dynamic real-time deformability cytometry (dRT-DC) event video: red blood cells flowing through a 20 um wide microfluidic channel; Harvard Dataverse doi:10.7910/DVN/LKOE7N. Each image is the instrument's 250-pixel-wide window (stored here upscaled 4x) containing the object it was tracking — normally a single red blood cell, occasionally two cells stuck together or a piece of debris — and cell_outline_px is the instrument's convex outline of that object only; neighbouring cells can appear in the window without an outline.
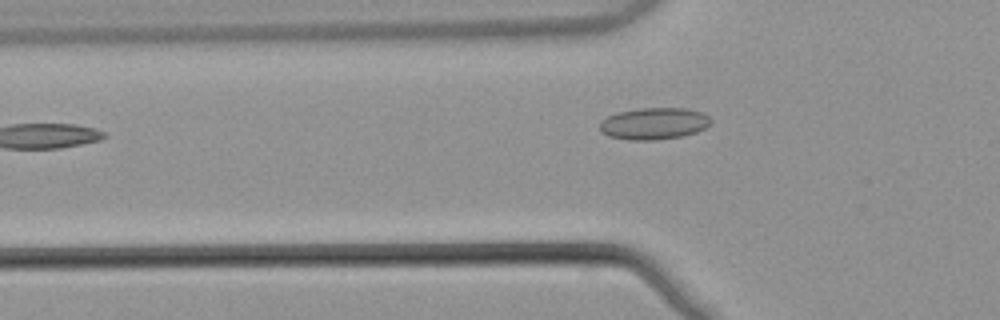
{"species": "common noctule bat (a hibernating species)", "species_latin": "Nyctalus noctula", "temperature_condition": "warm", "stored_images_in_passage": 35, "camera_frame_rate_fps": 3000, "um_per_image_px": 0.085, "animal": {"sex": "male", "body_mass_g": 21.5, "forearm_length_mm": 52.0}, "frame": {"image": 1, "passage_image": 3, "time_ms": 0.667, "image_size_px": [1000, 320], "cell_outline_px": [[712, 124], [696, 132], [684, 136], [656, 140], [628, 140], [608, 136], [600, 132], [600, 120], [616, 112], [640, 108], [684, 108], [700, 112], [708, 116], [712, 120]], "centroid_in_image_um": [55.56, 10.51], "position_along_channel_um": 70.2, "area_um2": 20.81}}
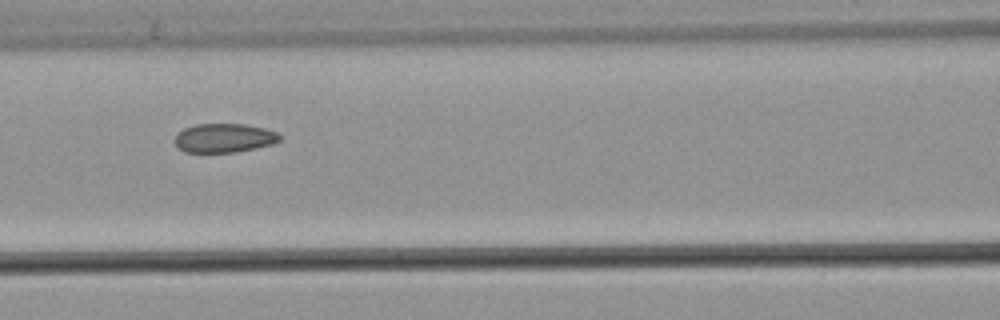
{"frame": {"image": 2, "passage_image": 9, "time_ms": 2.667, "image_size_px": [1000, 320], "cell_outline_px": [[284, 136], [280, 140], [272, 144], [256, 148], [236, 152], [184, 152], [176, 144], [176, 132], [184, 128], [196, 124], [244, 124], [264, 128], [276, 132]], "centroid_in_image_um": [19.08, 11.72], "position_along_channel_um": 147.5, "area_um2": 17.74}}
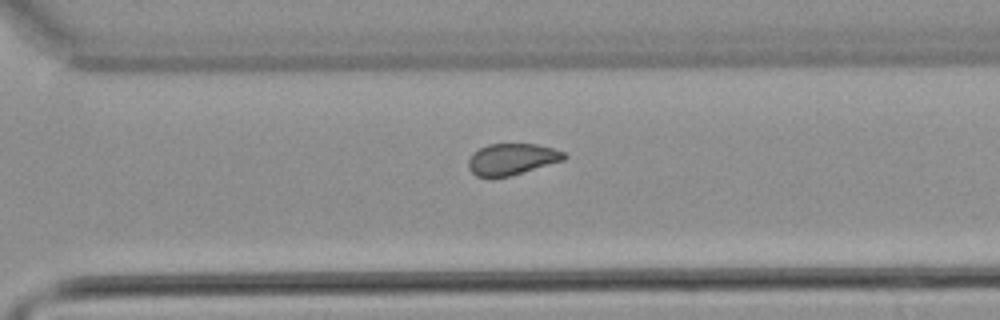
{"frame": {"image": 3, "passage_image": 23, "time_ms": 7.333, "image_size_px": [1000, 320], "cell_outline_px": [[568, 156], [564, 160], [508, 176], [476, 176], [468, 168], [468, 160], [472, 152], [488, 144], [536, 144], [552, 148], [564, 152]], "centroid_in_image_um": [43.5, 13.51], "position_along_channel_um": 327.1, "area_um2": 17.28}, "authors_computed_cell_mechanics": {"area_um2": 18.3804, "velocity_mm_per_s": 3.8619, "shape_relaxation_time_tau1_ms": null, "shape_relaxation_time_tau2_ms": 2.6986, "deformation_change_tau1": null, "deformation_change_tau2": 0.063}}